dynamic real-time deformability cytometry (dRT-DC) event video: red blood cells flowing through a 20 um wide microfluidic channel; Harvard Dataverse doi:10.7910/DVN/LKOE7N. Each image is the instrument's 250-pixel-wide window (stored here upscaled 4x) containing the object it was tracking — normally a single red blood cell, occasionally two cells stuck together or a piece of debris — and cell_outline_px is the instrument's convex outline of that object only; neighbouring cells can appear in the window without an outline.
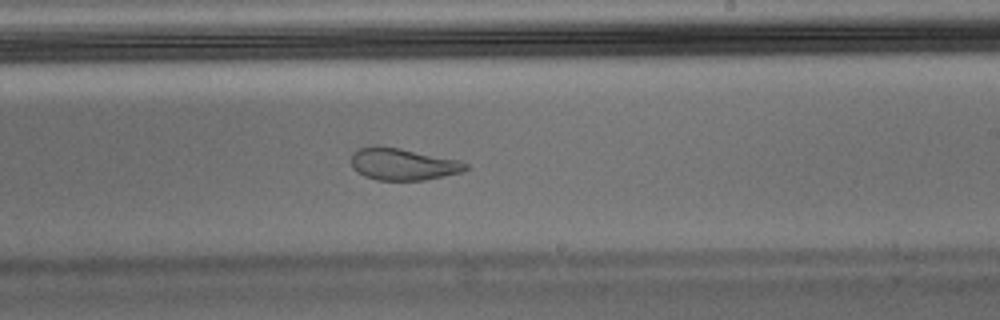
{"species": "Egyptian fruit bat (a non-hibernating species)", "species_latin": "Rousettus aegyptiacus", "temperature_condition": "warm", "stored_images_in_passage": 46, "camera_frame_rate_fps": 3000, "um_per_image_px": 0.085, "animal": {"sex": "male"}, "frame": {"image": 1, "passage_image": 27, "time_ms": 8.667, "image_size_px": [1000, 320], "cell_outline_px": [[468, 168], [464, 172], [424, 180], [376, 180], [364, 176], [356, 172], [352, 168], [352, 152], [356, 148], [372, 144], [400, 148], [460, 160], [468, 164]], "centroid_in_image_um": [34.21, 13.94], "position_along_channel_um": 254.8, "area_um2": 21.73}}
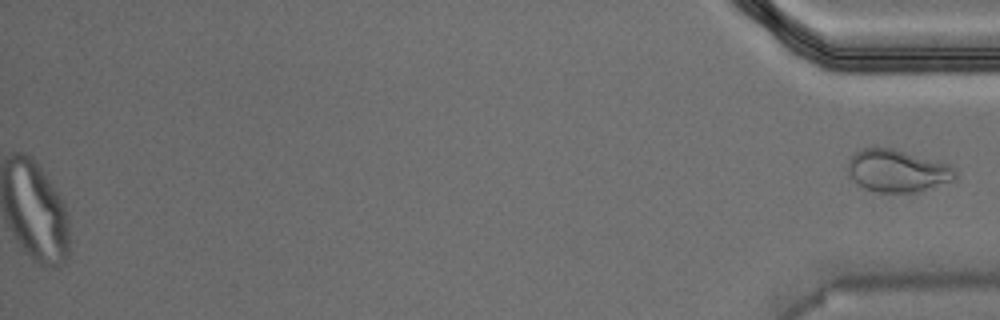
{"frame": {"image": 2, "passage_image": 46, "time_ms": 15.0, "image_size_px": [1000, 320], "cell_outline_px": [[956, 176], [952, 180], [912, 192], [880, 192], [864, 188], [848, 172], [848, 156], [860, 148], [892, 148], [948, 164], [956, 168]], "centroid_in_image_um": [76.23, 14.49], "position_along_channel_um": 359.0, "area_um2": 25.95}}